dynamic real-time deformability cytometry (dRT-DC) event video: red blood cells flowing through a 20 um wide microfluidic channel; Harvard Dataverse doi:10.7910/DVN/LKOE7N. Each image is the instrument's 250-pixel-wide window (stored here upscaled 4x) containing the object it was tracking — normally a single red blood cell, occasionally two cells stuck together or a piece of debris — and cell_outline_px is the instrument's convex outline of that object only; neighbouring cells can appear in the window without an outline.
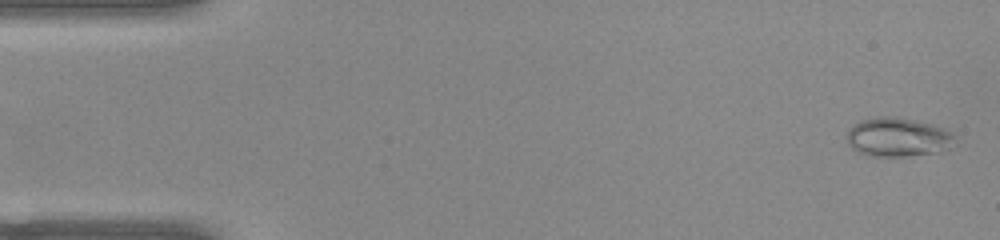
{"species": "common noctule bat (a hibernating species)", "species_latin": "Nyctalus noctula", "temperature_condition": "warm", "stored_images_in_passage": 50, "camera_frame_rate_fps": 3000, "um_per_image_px": 0.085, "animal": {"sex": "female", "body_mass_g": 22.0, "forearm_length_mm": 56.7}, "frame": {"image": 1, "passage_image": 1, "time_ms": 0.0, "image_size_px": [1000, 240], "cell_outline_px": [[952, 136], [948, 148], [932, 152], [908, 156], [868, 156], [852, 148], [848, 144], [848, 132], [860, 120], [876, 116], [900, 116], [932, 124], [948, 132]], "centroid_in_image_um": [76.23, 11.64], "position_along_channel_um": 8.8, "area_um2": 23.93}}
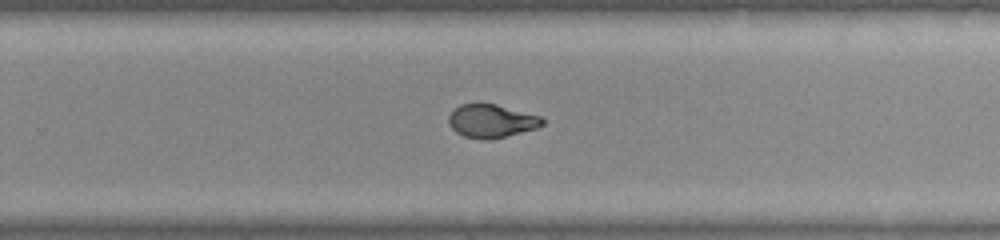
{"frame": {"image": 2, "passage_image": 32, "time_ms": 10.333, "image_size_px": [1000, 240], "cell_outline_px": [[544, 124], [536, 128], [492, 140], [484, 140], [464, 136], [456, 132], [448, 124], [448, 116], [460, 104], [496, 104], [540, 116], [544, 120]], "centroid_in_image_um": [41.76, 10.3], "position_along_channel_um": 288.0, "area_um2": 18.09}}
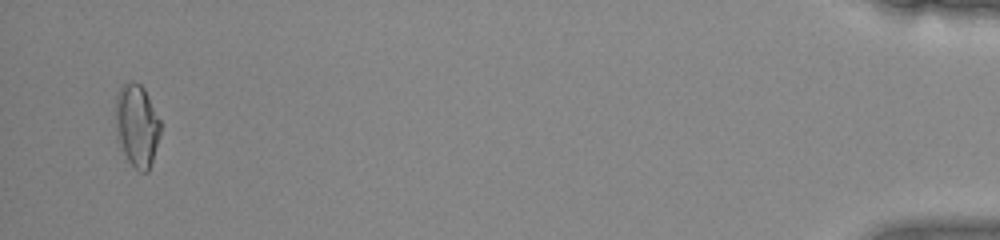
{"frame": {"image": 3, "passage_image": 49, "time_ms": 16.0, "image_size_px": [1000, 240], "cell_outline_px": [[160, 132], [152, 160], [148, 172], [140, 172], [128, 160], [124, 152], [116, 132], [116, 92], [124, 84], [132, 80], [140, 84], [144, 88], [160, 120]], "centroid_in_image_um": [11.63, 10.63], "position_along_channel_um": 423.6, "area_um2": 21.21}, "authors_computed_cell_mechanics": {"area_um2": 19.5075, "velocity_mm_per_s": 3.9741, "shape_relaxation_time_tau1_ms": null, "shape_relaxation_time_tau2_ms": 1.2227, "deformation_change_tau1": null, "deformation_change_tau2": 0.0582}}